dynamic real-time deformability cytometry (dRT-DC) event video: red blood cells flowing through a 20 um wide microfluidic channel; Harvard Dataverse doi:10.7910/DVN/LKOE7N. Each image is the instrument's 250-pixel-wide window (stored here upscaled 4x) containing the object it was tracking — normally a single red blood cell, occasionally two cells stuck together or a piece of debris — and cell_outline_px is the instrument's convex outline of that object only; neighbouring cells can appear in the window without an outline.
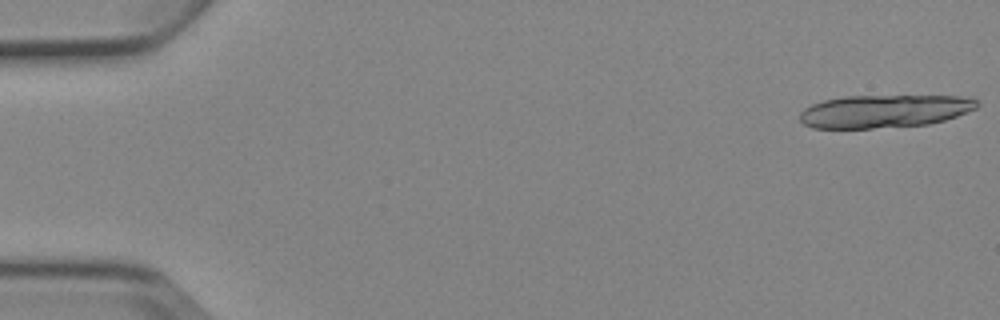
{"species": "Egyptian fruit bat (a non-hibernating species)", "species_latin": "Rousettus aegyptiacus", "temperature_condition": "cold", "stored_images_in_passage": 5, "camera_frame_rate_fps": 3000, "um_per_image_px": 0.085, "animal": {"sex": "female"}, "frame": {"image": 1, "passage_image": 1, "time_ms": 0.0, "image_size_px": [1000, 320], "cell_outline_px": [[980, 104], [976, 108], [956, 116], [944, 120], [928, 124], [872, 128], [812, 128], [804, 124], [800, 120], [800, 112], [804, 108], [812, 104], [824, 100], [844, 96], [960, 96], [976, 100]], "centroid_in_image_um": [75.13, 9.45], "position_along_channel_um": 9.9, "area_um2": 33.81}}